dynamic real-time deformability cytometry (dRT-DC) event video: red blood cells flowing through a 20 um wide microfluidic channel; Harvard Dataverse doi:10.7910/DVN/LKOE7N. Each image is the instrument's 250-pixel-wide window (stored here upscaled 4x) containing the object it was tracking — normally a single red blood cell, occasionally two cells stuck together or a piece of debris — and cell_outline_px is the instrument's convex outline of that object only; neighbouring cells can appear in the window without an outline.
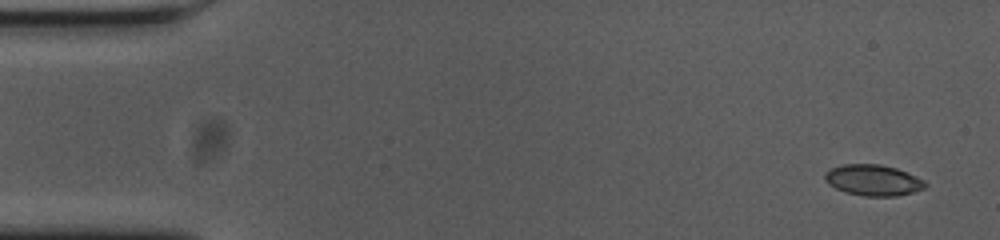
{"species": "common noctule bat (a hibernating species)", "species_latin": "Nyctalus noctula", "temperature_condition": "cold", "stored_images_in_passage": 54, "camera_frame_rate_fps": 3000, "um_per_image_px": 0.085, "animal": {"sex": "female", "body_mass_g": 23.0, "forearm_length_mm": 53.4}, "frame": {"image": 1, "passage_image": 1, "time_ms": 0.0, "image_size_px": [1000, 240], "cell_outline_px": [[928, 188], [896, 196], [864, 196], [844, 192], [828, 184], [824, 180], [824, 172], [832, 168], [844, 164], [880, 164], [896, 168], [916, 176], [924, 180], [928, 184]], "centroid_in_image_um": [74.23, 15.32], "position_along_channel_um": 10.8, "area_um2": 18.26}}
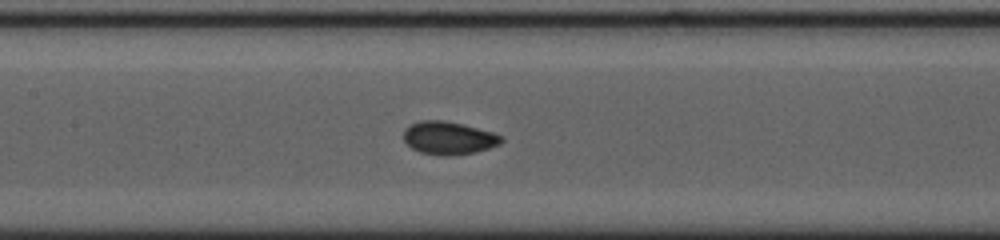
{"frame": {"image": 2, "passage_image": 24, "time_ms": 7.667, "image_size_px": [1000, 240], "cell_outline_px": [[504, 140], [500, 144], [476, 152], [452, 156], [420, 152], [412, 148], [404, 140], [404, 128], [420, 120], [444, 120], [464, 124], [492, 132], [504, 136]], "centroid_in_image_um": [38.16, 11.72], "position_along_channel_um": 169.2, "area_um2": 18.79}}
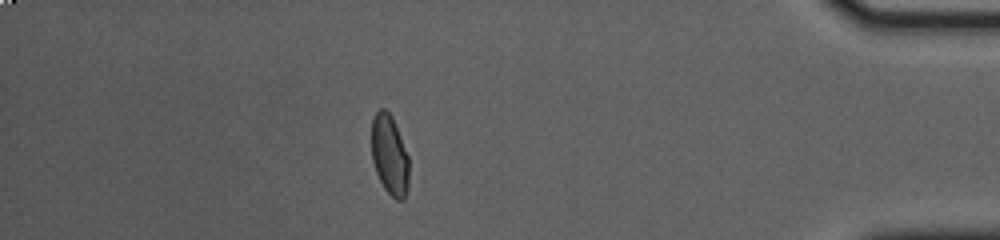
{"frame": {"image": 3, "passage_image": 47, "time_ms": 15.333, "image_size_px": [1000, 240], "cell_outline_px": [[408, 188], [404, 200], [396, 200], [384, 188], [376, 172], [372, 160], [372, 116], [380, 108], [384, 108], [392, 116], [408, 156]], "centroid_in_image_um": [33.11, 13.18], "position_along_channel_um": 402.1, "area_um2": 17.4}, "authors_computed_cell_mechanics": {"area_um2": 17.8602, "velocity_mm_per_s": 3.648, "shape_relaxation_time_tau1_ms": 4.194, "shape_relaxation_time_tau2_ms": 0.7401, "deformation_change_tau1": 0.1152, "deformation_change_tau2": 0.0414}}